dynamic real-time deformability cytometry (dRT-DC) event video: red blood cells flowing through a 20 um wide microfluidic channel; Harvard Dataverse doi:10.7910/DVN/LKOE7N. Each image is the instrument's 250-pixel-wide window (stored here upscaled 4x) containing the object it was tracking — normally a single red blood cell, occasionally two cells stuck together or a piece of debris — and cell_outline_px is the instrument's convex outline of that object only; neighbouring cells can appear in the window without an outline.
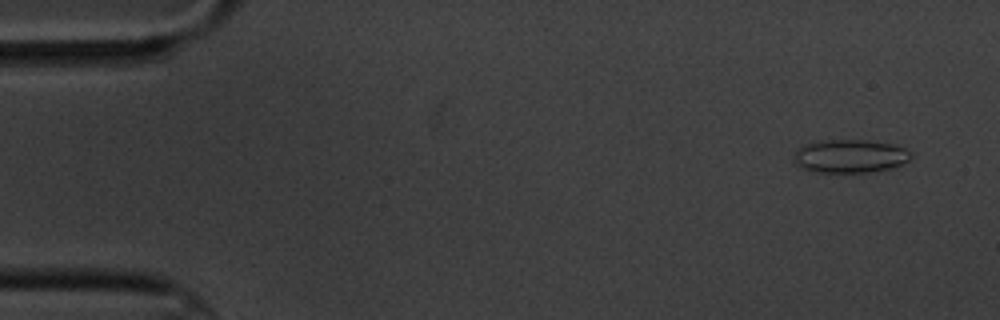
{"species": "common noctule bat (a hibernating species)", "species_latin": "Nyctalus noctula", "temperature_condition": "cold", "stored_images_in_passage": 3, "camera_frame_rate_fps": 3000, "um_per_image_px": 0.085, "animal": {"sex": "male", "body_mass_g": 20.1, "forearm_length_mm": 53.5}, "frame": {"image": 1, "passage_image": 1, "time_ms": 0.0, "image_size_px": [1000, 320], "cell_outline_px": [[912, 156], [908, 160], [892, 168], [868, 172], [816, 172], [800, 168], [796, 164], [796, 148], [804, 144], [820, 140], [868, 140], [892, 144], [904, 148], [912, 152]], "centroid_in_image_um": [72.25, 13.26], "position_along_channel_um": 12.8, "area_um2": 22.72}}